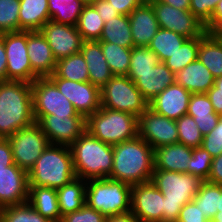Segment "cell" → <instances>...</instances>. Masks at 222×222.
Listing matches in <instances>:
<instances>
[{
	"mask_svg": "<svg viewBox=\"0 0 222 222\" xmlns=\"http://www.w3.org/2000/svg\"><path fill=\"white\" fill-rule=\"evenodd\" d=\"M154 149L141 137L113 145V168L109 178L131 186L151 181Z\"/></svg>",
	"mask_w": 222,
	"mask_h": 222,
	"instance_id": "obj_1",
	"label": "cell"
},
{
	"mask_svg": "<svg viewBox=\"0 0 222 222\" xmlns=\"http://www.w3.org/2000/svg\"><path fill=\"white\" fill-rule=\"evenodd\" d=\"M31 83L0 81V138L35 123Z\"/></svg>",
	"mask_w": 222,
	"mask_h": 222,
	"instance_id": "obj_2",
	"label": "cell"
},
{
	"mask_svg": "<svg viewBox=\"0 0 222 222\" xmlns=\"http://www.w3.org/2000/svg\"><path fill=\"white\" fill-rule=\"evenodd\" d=\"M74 171L83 180L108 178L113 168V146L85 130L70 146Z\"/></svg>",
	"mask_w": 222,
	"mask_h": 222,
	"instance_id": "obj_3",
	"label": "cell"
},
{
	"mask_svg": "<svg viewBox=\"0 0 222 222\" xmlns=\"http://www.w3.org/2000/svg\"><path fill=\"white\" fill-rule=\"evenodd\" d=\"M76 178L70 146L49 144L28 172L29 186L59 189Z\"/></svg>",
	"mask_w": 222,
	"mask_h": 222,
	"instance_id": "obj_4",
	"label": "cell"
},
{
	"mask_svg": "<svg viewBox=\"0 0 222 222\" xmlns=\"http://www.w3.org/2000/svg\"><path fill=\"white\" fill-rule=\"evenodd\" d=\"M151 182L164 196L163 222H177L181 208L193 200L203 180L189 173L154 170Z\"/></svg>",
	"mask_w": 222,
	"mask_h": 222,
	"instance_id": "obj_5",
	"label": "cell"
},
{
	"mask_svg": "<svg viewBox=\"0 0 222 222\" xmlns=\"http://www.w3.org/2000/svg\"><path fill=\"white\" fill-rule=\"evenodd\" d=\"M138 117L100 107L86 118V130L103 143L116 145L138 136Z\"/></svg>",
	"mask_w": 222,
	"mask_h": 222,
	"instance_id": "obj_6",
	"label": "cell"
},
{
	"mask_svg": "<svg viewBox=\"0 0 222 222\" xmlns=\"http://www.w3.org/2000/svg\"><path fill=\"white\" fill-rule=\"evenodd\" d=\"M132 186L111 178L90 179L86 204L105 217L130 212Z\"/></svg>",
	"mask_w": 222,
	"mask_h": 222,
	"instance_id": "obj_7",
	"label": "cell"
},
{
	"mask_svg": "<svg viewBox=\"0 0 222 222\" xmlns=\"http://www.w3.org/2000/svg\"><path fill=\"white\" fill-rule=\"evenodd\" d=\"M101 107L140 116L148 102L127 75H114L100 90Z\"/></svg>",
	"mask_w": 222,
	"mask_h": 222,
	"instance_id": "obj_8",
	"label": "cell"
},
{
	"mask_svg": "<svg viewBox=\"0 0 222 222\" xmlns=\"http://www.w3.org/2000/svg\"><path fill=\"white\" fill-rule=\"evenodd\" d=\"M31 85L33 113L37 123L45 115L83 116L74 109L73 104L49 77H38Z\"/></svg>",
	"mask_w": 222,
	"mask_h": 222,
	"instance_id": "obj_9",
	"label": "cell"
},
{
	"mask_svg": "<svg viewBox=\"0 0 222 222\" xmlns=\"http://www.w3.org/2000/svg\"><path fill=\"white\" fill-rule=\"evenodd\" d=\"M7 139L11 144L14 163L27 172L50 144L37 122L18 130Z\"/></svg>",
	"mask_w": 222,
	"mask_h": 222,
	"instance_id": "obj_10",
	"label": "cell"
},
{
	"mask_svg": "<svg viewBox=\"0 0 222 222\" xmlns=\"http://www.w3.org/2000/svg\"><path fill=\"white\" fill-rule=\"evenodd\" d=\"M7 56L6 81L32 83L38 76L32 71L27 54V31L3 33Z\"/></svg>",
	"mask_w": 222,
	"mask_h": 222,
	"instance_id": "obj_11",
	"label": "cell"
},
{
	"mask_svg": "<svg viewBox=\"0 0 222 222\" xmlns=\"http://www.w3.org/2000/svg\"><path fill=\"white\" fill-rule=\"evenodd\" d=\"M159 27L171 30L185 38H200L205 32L204 24L190 10H182L163 2L151 4Z\"/></svg>",
	"mask_w": 222,
	"mask_h": 222,
	"instance_id": "obj_12",
	"label": "cell"
},
{
	"mask_svg": "<svg viewBox=\"0 0 222 222\" xmlns=\"http://www.w3.org/2000/svg\"><path fill=\"white\" fill-rule=\"evenodd\" d=\"M138 136L153 149L178 143L176 120L154 112L149 107L138 116Z\"/></svg>",
	"mask_w": 222,
	"mask_h": 222,
	"instance_id": "obj_13",
	"label": "cell"
},
{
	"mask_svg": "<svg viewBox=\"0 0 222 222\" xmlns=\"http://www.w3.org/2000/svg\"><path fill=\"white\" fill-rule=\"evenodd\" d=\"M49 78L59 91L73 104L74 109L85 118L101 107L100 89L90 82H76L59 78L53 73Z\"/></svg>",
	"mask_w": 222,
	"mask_h": 222,
	"instance_id": "obj_14",
	"label": "cell"
},
{
	"mask_svg": "<svg viewBox=\"0 0 222 222\" xmlns=\"http://www.w3.org/2000/svg\"><path fill=\"white\" fill-rule=\"evenodd\" d=\"M164 196L153 183L132 186L130 211L140 222H163Z\"/></svg>",
	"mask_w": 222,
	"mask_h": 222,
	"instance_id": "obj_15",
	"label": "cell"
},
{
	"mask_svg": "<svg viewBox=\"0 0 222 222\" xmlns=\"http://www.w3.org/2000/svg\"><path fill=\"white\" fill-rule=\"evenodd\" d=\"M38 124L49 143L57 145L71 146L86 130L84 116L45 115Z\"/></svg>",
	"mask_w": 222,
	"mask_h": 222,
	"instance_id": "obj_16",
	"label": "cell"
},
{
	"mask_svg": "<svg viewBox=\"0 0 222 222\" xmlns=\"http://www.w3.org/2000/svg\"><path fill=\"white\" fill-rule=\"evenodd\" d=\"M47 40L56 60L79 53L84 40L76 26L46 22L39 30Z\"/></svg>",
	"mask_w": 222,
	"mask_h": 222,
	"instance_id": "obj_17",
	"label": "cell"
},
{
	"mask_svg": "<svg viewBox=\"0 0 222 222\" xmlns=\"http://www.w3.org/2000/svg\"><path fill=\"white\" fill-rule=\"evenodd\" d=\"M28 172L15 163L0 173V209L28 202Z\"/></svg>",
	"mask_w": 222,
	"mask_h": 222,
	"instance_id": "obj_18",
	"label": "cell"
},
{
	"mask_svg": "<svg viewBox=\"0 0 222 222\" xmlns=\"http://www.w3.org/2000/svg\"><path fill=\"white\" fill-rule=\"evenodd\" d=\"M144 99L149 103L165 88L175 83V74L164 62H159L150 71L128 72Z\"/></svg>",
	"mask_w": 222,
	"mask_h": 222,
	"instance_id": "obj_19",
	"label": "cell"
},
{
	"mask_svg": "<svg viewBox=\"0 0 222 222\" xmlns=\"http://www.w3.org/2000/svg\"><path fill=\"white\" fill-rule=\"evenodd\" d=\"M190 96L187 89L174 83L150 101L148 107L160 115L177 120L187 114Z\"/></svg>",
	"mask_w": 222,
	"mask_h": 222,
	"instance_id": "obj_20",
	"label": "cell"
},
{
	"mask_svg": "<svg viewBox=\"0 0 222 222\" xmlns=\"http://www.w3.org/2000/svg\"><path fill=\"white\" fill-rule=\"evenodd\" d=\"M27 54L38 77H49L55 72L57 60L40 31H27Z\"/></svg>",
	"mask_w": 222,
	"mask_h": 222,
	"instance_id": "obj_21",
	"label": "cell"
},
{
	"mask_svg": "<svg viewBox=\"0 0 222 222\" xmlns=\"http://www.w3.org/2000/svg\"><path fill=\"white\" fill-rule=\"evenodd\" d=\"M128 16L134 47H147L160 28L152 5L142 4Z\"/></svg>",
	"mask_w": 222,
	"mask_h": 222,
	"instance_id": "obj_22",
	"label": "cell"
},
{
	"mask_svg": "<svg viewBox=\"0 0 222 222\" xmlns=\"http://www.w3.org/2000/svg\"><path fill=\"white\" fill-rule=\"evenodd\" d=\"M80 52L87 64L89 82L101 90L114 75L104 57L100 41H84Z\"/></svg>",
	"mask_w": 222,
	"mask_h": 222,
	"instance_id": "obj_23",
	"label": "cell"
},
{
	"mask_svg": "<svg viewBox=\"0 0 222 222\" xmlns=\"http://www.w3.org/2000/svg\"><path fill=\"white\" fill-rule=\"evenodd\" d=\"M193 148L182 143L161 146L154 149V170L188 173V162Z\"/></svg>",
	"mask_w": 222,
	"mask_h": 222,
	"instance_id": "obj_24",
	"label": "cell"
},
{
	"mask_svg": "<svg viewBox=\"0 0 222 222\" xmlns=\"http://www.w3.org/2000/svg\"><path fill=\"white\" fill-rule=\"evenodd\" d=\"M214 81L215 78L209 69L198 59L175 74V83L183 86L191 94L207 93Z\"/></svg>",
	"mask_w": 222,
	"mask_h": 222,
	"instance_id": "obj_25",
	"label": "cell"
},
{
	"mask_svg": "<svg viewBox=\"0 0 222 222\" xmlns=\"http://www.w3.org/2000/svg\"><path fill=\"white\" fill-rule=\"evenodd\" d=\"M197 59L209 69L214 78L222 76V35L205 32L199 38Z\"/></svg>",
	"mask_w": 222,
	"mask_h": 222,
	"instance_id": "obj_26",
	"label": "cell"
},
{
	"mask_svg": "<svg viewBox=\"0 0 222 222\" xmlns=\"http://www.w3.org/2000/svg\"><path fill=\"white\" fill-rule=\"evenodd\" d=\"M28 203L43 217L51 222H61L56 189L29 186Z\"/></svg>",
	"mask_w": 222,
	"mask_h": 222,
	"instance_id": "obj_27",
	"label": "cell"
},
{
	"mask_svg": "<svg viewBox=\"0 0 222 222\" xmlns=\"http://www.w3.org/2000/svg\"><path fill=\"white\" fill-rule=\"evenodd\" d=\"M48 21V0H20L19 31H39Z\"/></svg>",
	"mask_w": 222,
	"mask_h": 222,
	"instance_id": "obj_28",
	"label": "cell"
},
{
	"mask_svg": "<svg viewBox=\"0 0 222 222\" xmlns=\"http://www.w3.org/2000/svg\"><path fill=\"white\" fill-rule=\"evenodd\" d=\"M86 184L87 180L76 177L70 183L56 190L62 216L78 211L86 204Z\"/></svg>",
	"mask_w": 222,
	"mask_h": 222,
	"instance_id": "obj_29",
	"label": "cell"
},
{
	"mask_svg": "<svg viewBox=\"0 0 222 222\" xmlns=\"http://www.w3.org/2000/svg\"><path fill=\"white\" fill-rule=\"evenodd\" d=\"M100 42L115 43L126 48H133L134 42L128 15H119L105 22Z\"/></svg>",
	"mask_w": 222,
	"mask_h": 222,
	"instance_id": "obj_30",
	"label": "cell"
},
{
	"mask_svg": "<svg viewBox=\"0 0 222 222\" xmlns=\"http://www.w3.org/2000/svg\"><path fill=\"white\" fill-rule=\"evenodd\" d=\"M84 5L80 0H48L50 20L76 26Z\"/></svg>",
	"mask_w": 222,
	"mask_h": 222,
	"instance_id": "obj_31",
	"label": "cell"
},
{
	"mask_svg": "<svg viewBox=\"0 0 222 222\" xmlns=\"http://www.w3.org/2000/svg\"><path fill=\"white\" fill-rule=\"evenodd\" d=\"M187 39L171 30L159 28L147 47L159 57L160 62H165Z\"/></svg>",
	"mask_w": 222,
	"mask_h": 222,
	"instance_id": "obj_32",
	"label": "cell"
},
{
	"mask_svg": "<svg viewBox=\"0 0 222 222\" xmlns=\"http://www.w3.org/2000/svg\"><path fill=\"white\" fill-rule=\"evenodd\" d=\"M59 78L76 82H89V73L81 52L57 60L54 72Z\"/></svg>",
	"mask_w": 222,
	"mask_h": 222,
	"instance_id": "obj_33",
	"label": "cell"
},
{
	"mask_svg": "<svg viewBox=\"0 0 222 222\" xmlns=\"http://www.w3.org/2000/svg\"><path fill=\"white\" fill-rule=\"evenodd\" d=\"M101 49L113 75H127L130 67L132 48L115 43L100 42Z\"/></svg>",
	"mask_w": 222,
	"mask_h": 222,
	"instance_id": "obj_34",
	"label": "cell"
},
{
	"mask_svg": "<svg viewBox=\"0 0 222 222\" xmlns=\"http://www.w3.org/2000/svg\"><path fill=\"white\" fill-rule=\"evenodd\" d=\"M105 22L92 4L84 5L76 25L84 41H98L101 37Z\"/></svg>",
	"mask_w": 222,
	"mask_h": 222,
	"instance_id": "obj_35",
	"label": "cell"
},
{
	"mask_svg": "<svg viewBox=\"0 0 222 222\" xmlns=\"http://www.w3.org/2000/svg\"><path fill=\"white\" fill-rule=\"evenodd\" d=\"M192 201L211 221L219 209V185L203 181Z\"/></svg>",
	"mask_w": 222,
	"mask_h": 222,
	"instance_id": "obj_36",
	"label": "cell"
},
{
	"mask_svg": "<svg viewBox=\"0 0 222 222\" xmlns=\"http://www.w3.org/2000/svg\"><path fill=\"white\" fill-rule=\"evenodd\" d=\"M199 38L187 39L178 50L164 63L174 73L184 69L189 63L197 60Z\"/></svg>",
	"mask_w": 222,
	"mask_h": 222,
	"instance_id": "obj_37",
	"label": "cell"
},
{
	"mask_svg": "<svg viewBox=\"0 0 222 222\" xmlns=\"http://www.w3.org/2000/svg\"><path fill=\"white\" fill-rule=\"evenodd\" d=\"M0 222H51L38 213L28 202L0 209Z\"/></svg>",
	"mask_w": 222,
	"mask_h": 222,
	"instance_id": "obj_38",
	"label": "cell"
},
{
	"mask_svg": "<svg viewBox=\"0 0 222 222\" xmlns=\"http://www.w3.org/2000/svg\"><path fill=\"white\" fill-rule=\"evenodd\" d=\"M176 125L179 143L191 148L201 147L203 135L192 116L188 114L183 115L176 120Z\"/></svg>",
	"mask_w": 222,
	"mask_h": 222,
	"instance_id": "obj_39",
	"label": "cell"
},
{
	"mask_svg": "<svg viewBox=\"0 0 222 222\" xmlns=\"http://www.w3.org/2000/svg\"><path fill=\"white\" fill-rule=\"evenodd\" d=\"M20 0H0V34L19 31Z\"/></svg>",
	"mask_w": 222,
	"mask_h": 222,
	"instance_id": "obj_40",
	"label": "cell"
},
{
	"mask_svg": "<svg viewBox=\"0 0 222 222\" xmlns=\"http://www.w3.org/2000/svg\"><path fill=\"white\" fill-rule=\"evenodd\" d=\"M159 62V57L148 47H133L128 72L150 71Z\"/></svg>",
	"mask_w": 222,
	"mask_h": 222,
	"instance_id": "obj_41",
	"label": "cell"
},
{
	"mask_svg": "<svg viewBox=\"0 0 222 222\" xmlns=\"http://www.w3.org/2000/svg\"><path fill=\"white\" fill-rule=\"evenodd\" d=\"M212 160L213 157L202 147L193 148L192 157L188 162V173L207 181Z\"/></svg>",
	"mask_w": 222,
	"mask_h": 222,
	"instance_id": "obj_42",
	"label": "cell"
},
{
	"mask_svg": "<svg viewBox=\"0 0 222 222\" xmlns=\"http://www.w3.org/2000/svg\"><path fill=\"white\" fill-rule=\"evenodd\" d=\"M201 147L212 157L222 154V115H220L217 125L203 136Z\"/></svg>",
	"mask_w": 222,
	"mask_h": 222,
	"instance_id": "obj_43",
	"label": "cell"
},
{
	"mask_svg": "<svg viewBox=\"0 0 222 222\" xmlns=\"http://www.w3.org/2000/svg\"><path fill=\"white\" fill-rule=\"evenodd\" d=\"M215 113L206 93L191 94L187 114L190 116H210Z\"/></svg>",
	"mask_w": 222,
	"mask_h": 222,
	"instance_id": "obj_44",
	"label": "cell"
},
{
	"mask_svg": "<svg viewBox=\"0 0 222 222\" xmlns=\"http://www.w3.org/2000/svg\"><path fill=\"white\" fill-rule=\"evenodd\" d=\"M61 222H106V217L85 204L78 211L62 216Z\"/></svg>",
	"mask_w": 222,
	"mask_h": 222,
	"instance_id": "obj_45",
	"label": "cell"
},
{
	"mask_svg": "<svg viewBox=\"0 0 222 222\" xmlns=\"http://www.w3.org/2000/svg\"><path fill=\"white\" fill-rule=\"evenodd\" d=\"M220 0H190V11L204 25L211 19Z\"/></svg>",
	"mask_w": 222,
	"mask_h": 222,
	"instance_id": "obj_46",
	"label": "cell"
},
{
	"mask_svg": "<svg viewBox=\"0 0 222 222\" xmlns=\"http://www.w3.org/2000/svg\"><path fill=\"white\" fill-rule=\"evenodd\" d=\"M177 222H211L193 201L186 203L180 210Z\"/></svg>",
	"mask_w": 222,
	"mask_h": 222,
	"instance_id": "obj_47",
	"label": "cell"
},
{
	"mask_svg": "<svg viewBox=\"0 0 222 222\" xmlns=\"http://www.w3.org/2000/svg\"><path fill=\"white\" fill-rule=\"evenodd\" d=\"M204 26L206 32L222 35V0L218 2L211 19Z\"/></svg>",
	"mask_w": 222,
	"mask_h": 222,
	"instance_id": "obj_48",
	"label": "cell"
},
{
	"mask_svg": "<svg viewBox=\"0 0 222 222\" xmlns=\"http://www.w3.org/2000/svg\"><path fill=\"white\" fill-rule=\"evenodd\" d=\"M13 164L11 144L7 138H0V173Z\"/></svg>",
	"mask_w": 222,
	"mask_h": 222,
	"instance_id": "obj_49",
	"label": "cell"
},
{
	"mask_svg": "<svg viewBox=\"0 0 222 222\" xmlns=\"http://www.w3.org/2000/svg\"><path fill=\"white\" fill-rule=\"evenodd\" d=\"M197 123L201 134L204 136L208 134L218 123L220 115L217 113H210V116H192Z\"/></svg>",
	"mask_w": 222,
	"mask_h": 222,
	"instance_id": "obj_50",
	"label": "cell"
},
{
	"mask_svg": "<svg viewBox=\"0 0 222 222\" xmlns=\"http://www.w3.org/2000/svg\"><path fill=\"white\" fill-rule=\"evenodd\" d=\"M92 5L104 22H108L113 19V17L120 15L107 0H96Z\"/></svg>",
	"mask_w": 222,
	"mask_h": 222,
	"instance_id": "obj_51",
	"label": "cell"
},
{
	"mask_svg": "<svg viewBox=\"0 0 222 222\" xmlns=\"http://www.w3.org/2000/svg\"><path fill=\"white\" fill-rule=\"evenodd\" d=\"M120 15H129L136 7L142 5L140 0H107Z\"/></svg>",
	"mask_w": 222,
	"mask_h": 222,
	"instance_id": "obj_52",
	"label": "cell"
},
{
	"mask_svg": "<svg viewBox=\"0 0 222 222\" xmlns=\"http://www.w3.org/2000/svg\"><path fill=\"white\" fill-rule=\"evenodd\" d=\"M207 182L222 185V154L213 157Z\"/></svg>",
	"mask_w": 222,
	"mask_h": 222,
	"instance_id": "obj_53",
	"label": "cell"
},
{
	"mask_svg": "<svg viewBox=\"0 0 222 222\" xmlns=\"http://www.w3.org/2000/svg\"><path fill=\"white\" fill-rule=\"evenodd\" d=\"M206 94L213 105L215 113L222 115V93H216V87L213 85Z\"/></svg>",
	"mask_w": 222,
	"mask_h": 222,
	"instance_id": "obj_54",
	"label": "cell"
},
{
	"mask_svg": "<svg viewBox=\"0 0 222 222\" xmlns=\"http://www.w3.org/2000/svg\"><path fill=\"white\" fill-rule=\"evenodd\" d=\"M7 56L4 47L3 33L0 34V81H6Z\"/></svg>",
	"mask_w": 222,
	"mask_h": 222,
	"instance_id": "obj_55",
	"label": "cell"
},
{
	"mask_svg": "<svg viewBox=\"0 0 222 222\" xmlns=\"http://www.w3.org/2000/svg\"><path fill=\"white\" fill-rule=\"evenodd\" d=\"M106 222H140L136 216L130 211L127 213L116 214L106 217Z\"/></svg>",
	"mask_w": 222,
	"mask_h": 222,
	"instance_id": "obj_56",
	"label": "cell"
},
{
	"mask_svg": "<svg viewBox=\"0 0 222 222\" xmlns=\"http://www.w3.org/2000/svg\"><path fill=\"white\" fill-rule=\"evenodd\" d=\"M165 4L171 5L177 9L189 10L190 9V0H159Z\"/></svg>",
	"mask_w": 222,
	"mask_h": 222,
	"instance_id": "obj_57",
	"label": "cell"
},
{
	"mask_svg": "<svg viewBox=\"0 0 222 222\" xmlns=\"http://www.w3.org/2000/svg\"><path fill=\"white\" fill-rule=\"evenodd\" d=\"M214 86L216 87V93H222V76L215 78Z\"/></svg>",
	"mask_w": 222,
	"mask_h": 222,
	"instance_id": "obj_58",
	"label": "cell"
},
{
	"mask_svg": "<svg viewBox=\"0 0 222 222\" xmlns=\"http://www.w3.org/2000/svg\"><path fill=\"white\" fill-rule=\"evenodd\" d=\"M217 212H222V185H219V209Z\"/></svg>",
	"mask_w": 222,
	"mask_h": 222,
	"instance_id": "obj_59",
	"label": "cell"
},
{
	"mask_svg": "<svg viewBox=\"0 0 222 222\" xmlns=\"http://www.w3.org/2000/svg\"><path fill=\"white\" fill-rule=\"evenodd\" d=\"M211 222H222V212H217Z\"/></svg>",
	"mask_w": 222,
	"mask_h": 222,
	"instance_id": "obj_60",
	"label": "cell"
},
{
	"mask_svg": "<svg viewBox=\"0 0 222 222\" xmlns=\"http://www.w3.org/2000/svg\"><path fill=\"white\" fill-rule=\"evenodd\" d=\"M141 4H147V5H151L155 2H159V0H140Z\"/></svg>",
	"mask_w": 222,
	"mask_h": 222,
	"instance_id": "obj_61",
	"label": "cell"
},
{
	"mask_svg": "<svg viewBox=\"0 0 222 222\" xmlns=\"http://www.w3.org/2000/svg\"><path fill=\"white\" fill-rule=\"evenodd\" d=\"M82 3H84L85 5H89L92 4L93 2H95L96 0H80Z\"/></svg>",
	"mask_w": 222,
	"mask_h": 222,
	"instance_id": "obj_62",
	"label": "cell"
}]
</instances>
